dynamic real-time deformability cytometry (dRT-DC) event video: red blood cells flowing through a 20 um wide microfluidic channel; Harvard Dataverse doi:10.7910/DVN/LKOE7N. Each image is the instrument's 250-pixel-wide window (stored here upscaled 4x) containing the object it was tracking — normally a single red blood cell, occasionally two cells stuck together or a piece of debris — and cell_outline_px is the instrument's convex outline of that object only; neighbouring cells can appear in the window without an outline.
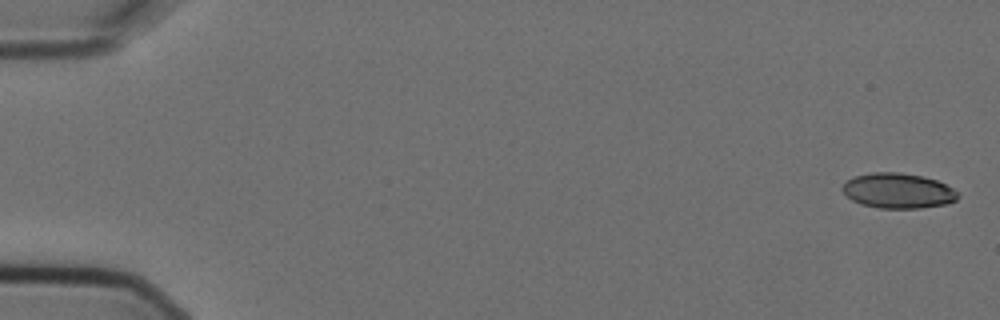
{"species": "Egyptian fruit bat (a non-hibernating species)", "species_latin": "Rousettus aegyptiacus", "temperature_condition": "cold", "stored_images_in_passage": 6, "camera_frame_rate_fps": 3000, "um_per_image_px": 0.085, "animal": {"sex": "female"}, "frame": {"image": 1, "passage_image": 1, "time_ms": 0.0, "image_size_px": [1000, 320], "cell_outline_px": [[960, 196], [956, 200], [948, 204], [920, 208], [880, 208], [860, 204], [852, 200], [840, 188], [848, 180], [856, 176], [872, 172], [900, 172], [920, 176], [936, 180], [952, 188]], "centroid_in_image_um": [76.34, 16.22], "position_along_channel_um": 8.7, "area_um2": 23.52}}
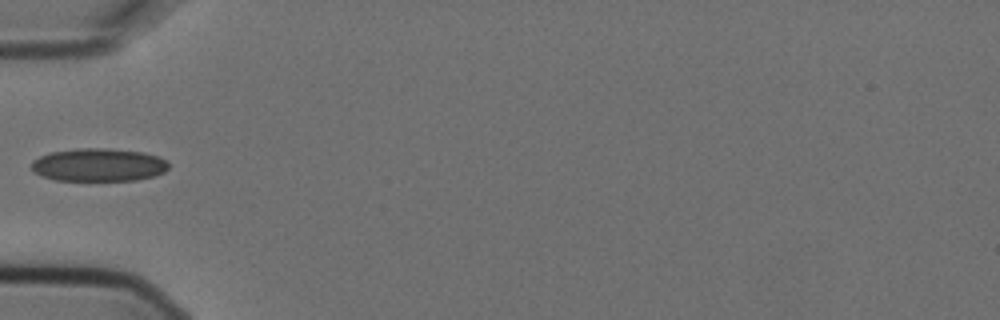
{"frame": {"image": 2, "passage_image": 5, "time_ms": 1.333, "image_size_px": [1000, 320], "cell_outline_px": [[168, 168], [164, 172], [156, 176], [136, 180], [56, 180], [40, 176], [32, 168], [32, 160], [40, 156], [52, 152], [80, 148], [108, 148], [144, 152], [160, 156], [168, 160]], "centroid_in_image_um": [8.43, 14.01], "position_along_channel_um": 76.6, "area_um2": 26.53}}
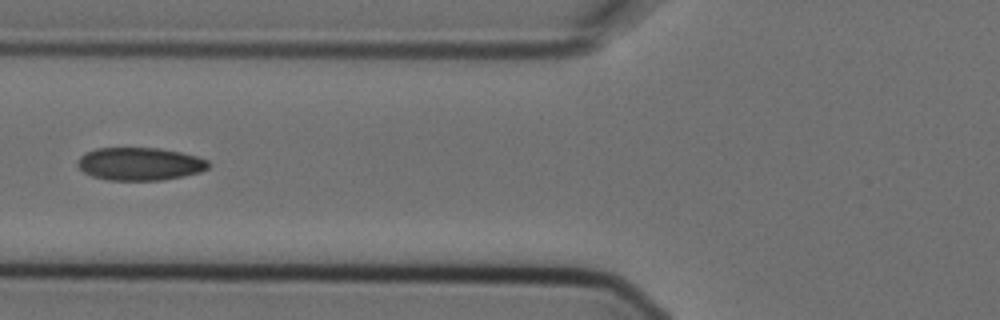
{"frame": {"image": 3, "passage_image": 6, "time_ms": 1.667, "image_size_px": [1000, 320], "cell_outline_px": [[208, 168], [200, 172], [184, 176], [160, 180], [108, 180], [92, 176], [84, 172], [76, 164], [76, 160], [84, 152], [96, 148], [160, 148], [180, 152], [196, 156], [208, 160]], "centroid_in_image_um": [11.85, 13.93], "position_along_channel_um": 114.0, "area_um2": 25.14}}